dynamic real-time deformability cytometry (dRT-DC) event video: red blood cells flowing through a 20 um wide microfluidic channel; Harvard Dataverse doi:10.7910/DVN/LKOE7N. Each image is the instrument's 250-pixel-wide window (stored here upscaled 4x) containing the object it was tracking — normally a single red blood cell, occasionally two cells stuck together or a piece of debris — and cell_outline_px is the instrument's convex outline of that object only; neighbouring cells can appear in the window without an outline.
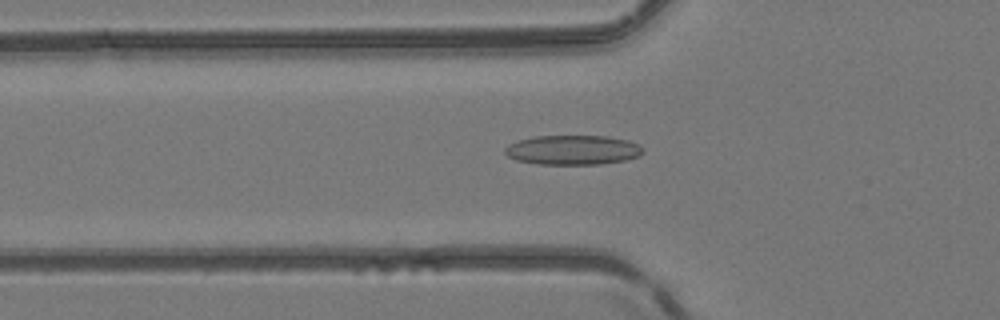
{"species": "common noctule bat (a hibernating species)", "species_latin": "Nyctalus noctula", "temperature_condition": "room temperature", "stored_images_in_passage": 50, "camera_frame_rate_fps": 3000, "um_per_image_px": 0.085, "animal": {"sex": "female", "body_mass_g": 24.6, "forearm_length_mm": 56.2}, "frame": {"image": 1, "passage_image": 18, "time_ms": 5.667, "image_size_px": [1000, 320], "cell_outline_px": [[644, 152], [640, 156], [624, 160], [600, 164], [536, 164], [516, 160], [508, 156], [504, 152], [504, 148], [508, 144], [516, 140], [532, 136], [608, 136], [628, 140], [640, 144], [644, 148]], "centroid_in_image_um": [48.68, 12.74], "position_along_channel_um": 77.1, "area_um2": 24.1}}
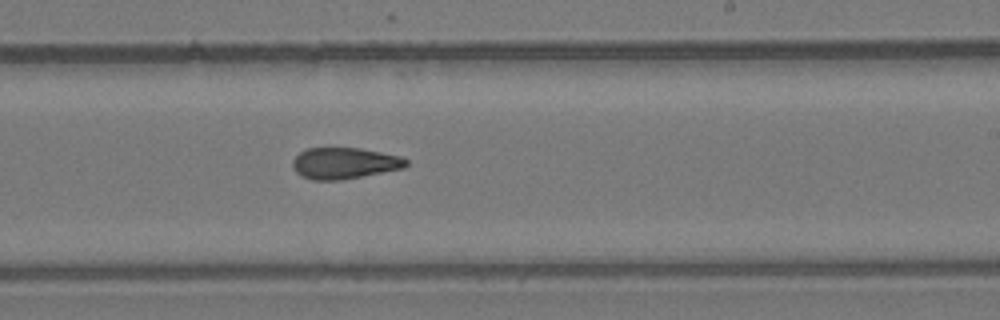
{"frame": {"image": 2, "passage_image": 31, "time_ms": 10.0, "image_size_px": [1000, 320], "cell_outline_px": [[408, 164], [404, 168], [340, 180], [312, 180], [296, 172], [292, 168], [292, 160], [300, 152], [308, 148], [360, 148], [400, 156], [408, 160]], "centroid_in_image_um": [29.26, 13.87], "position_along_channel_um": 259.7, "area_um2": 20.58}}
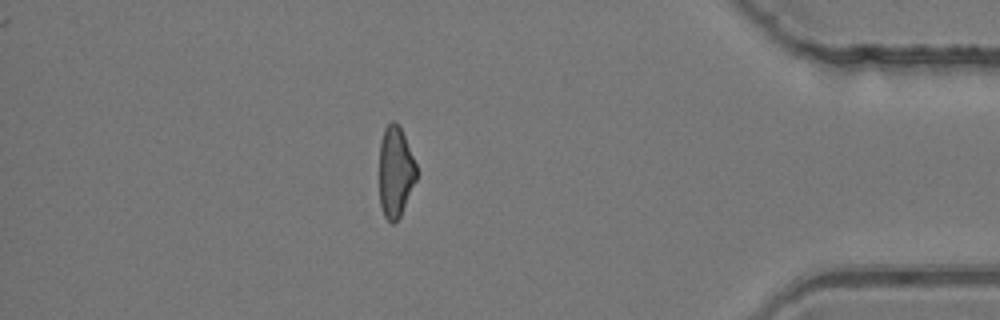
{"frame": {"image": 3, "passage_image": 44, "time_ms": 14.333, "image_size_px": [1000, 320], "cell_outline_px": [[416, 180], [400, 216], [392, 224], [384, 216], [380, 204], [380, 140], [384, 128], [392, 120], [396, 120], [404, 136], [416, 164]], "centroid_in_image_um": [33.6, 14.59], "position_along_channel_um": 401.6, "area_um2": 19.48}, "authors_computed_cell_mechanics": {"area_um2": 21.4149, "velocity_mm_per_s": 4.1841, "shape_relaxation_time_tau1_ms": null, "shape_relaxation_time_tau2_ms": 3.6916, "deformation_change_tau1": null, "deformation_change_tau2": 0.1171}}